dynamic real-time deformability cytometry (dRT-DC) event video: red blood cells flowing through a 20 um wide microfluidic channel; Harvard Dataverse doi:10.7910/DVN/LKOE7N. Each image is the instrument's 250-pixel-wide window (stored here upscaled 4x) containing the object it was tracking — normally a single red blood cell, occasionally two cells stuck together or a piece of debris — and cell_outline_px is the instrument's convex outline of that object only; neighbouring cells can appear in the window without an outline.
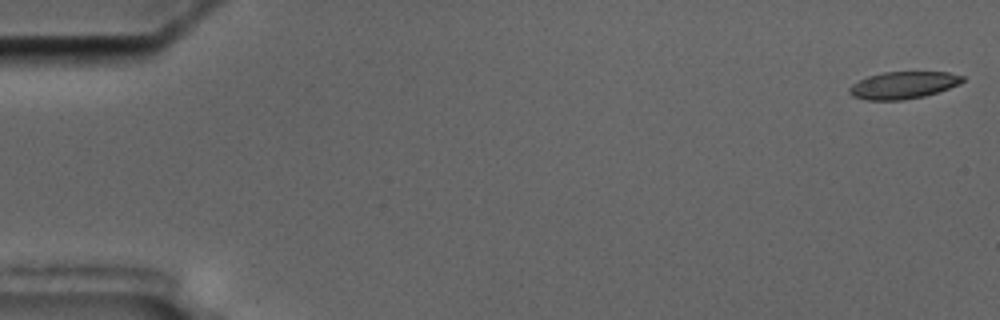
{"species": "common noctule bat (a hibernating species)", "species_latin": "Nyctalus noctula", "temperature_condition": "cold", "stored_images_in_passage": 57, "camera_frame_rate_fps": 3000, "um_per_image_px": 0.085, "animal": {"sex": "male", "body_mass_g": 17.5, "forearm_length_mm": 52.3}, "frame": {"image": 1, "passage_image": 1, "time_ms": 0.0, "image_size_px": [1000, 320], "cell_outline_px": [[964, 80], [960, 84], [924, 96], [904, 100], [868, 100], [852, 96], [848, 92], [848, 88], [852, 84], [868, 76], [884, 72], [948, 72], [964, 76]], "centroid_in_image_um": [76.76, 7.24], "position_along_channel_um": 8.2, "area_um2": 17.86}}
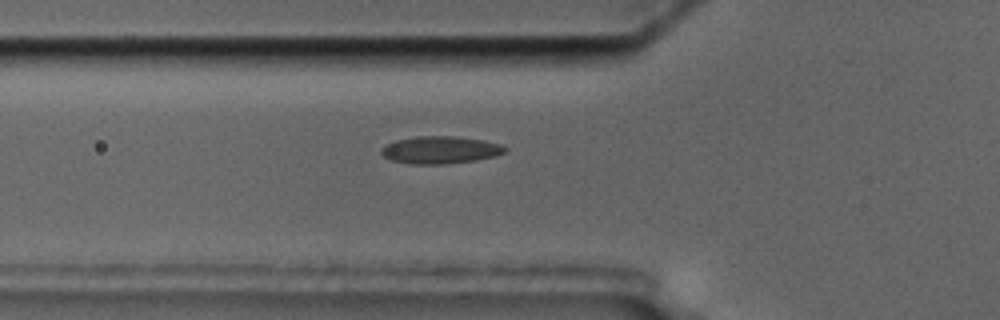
{"frame": {"image": 2, "passage_image": 20, "time_ms": 6.333, "image_size_px": [1000, 320], "cell_outline_px": [[508, 148], [504, 152], [496, 156], [476, 160], [448, 164], [408, 164], [392, 160], [384, 156], [380, 152], [380, 148], [384, 144], [396, 140], [420, 136], [452, 136], [484, 140], [500, 144]], "centroid_in_image_um": [37.41, 12.75], "position_along_channel_um": 88.4, "area_um2": 19.88}}
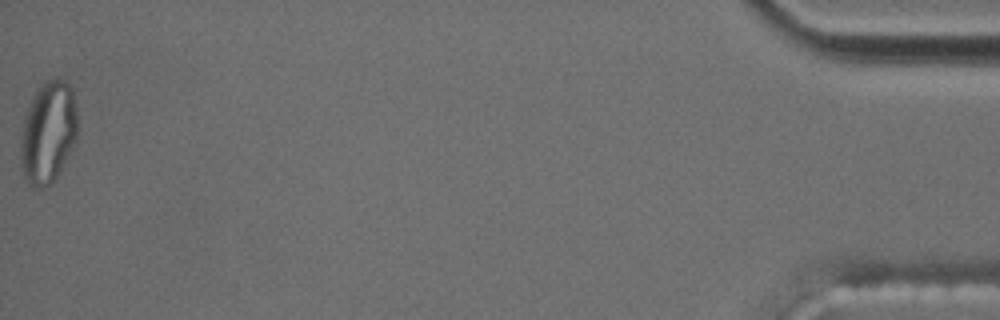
{"frame": {"image": 3, "passage_image": 57, "time_ms": 18.667, "image_size_px": [1000, 320], "cell_outline_px": [[76, 136], [56, 176], [48, 184], [40, 188], [32, 188], [28, 184], [24, 176], [20, 164], [20, 144], [24, 124], [28, 108], [36, 92], [44, 80], [56, 76], [64, 80], [72, 88], [76, 104]], "centroid_in_image_um": [4.07, 11.21], "position_along_channel_um": 431.1, "area_um2": 33.18}, "authors_computed_cell_mechanics": {"area_um2": 19.1896, "velocity_mm_per_s": 3.5502, "shape_relaxation_time_tau1_ms": null, "shape_relaxation_time_tau2_ms": 1.9, "deformation_change_tau1": null, "deformation_change_tau2": 0.0953}}